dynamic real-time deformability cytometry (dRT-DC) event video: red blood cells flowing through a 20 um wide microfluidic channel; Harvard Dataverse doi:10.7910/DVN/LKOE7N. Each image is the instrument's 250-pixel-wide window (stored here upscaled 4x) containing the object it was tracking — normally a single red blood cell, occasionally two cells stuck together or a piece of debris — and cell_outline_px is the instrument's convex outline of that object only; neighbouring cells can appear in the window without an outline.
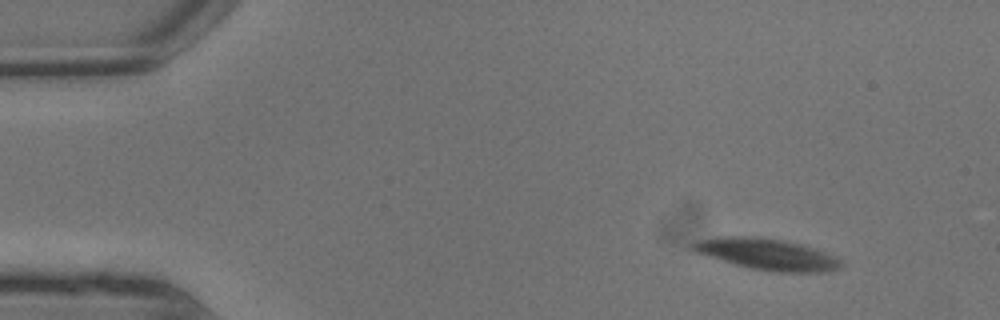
{"species": "common noctule bat (a hibernating species)", "species_latin": "Nyctalus noctula", "temperature_condition": "warm", "stored_images_in_passage": 7, "camera_frame_rate_fps": 3000, "um_per_image_px": 0.085, "animal": {"sex": "male", "body_mass_g": 13.3}, "frame": {"image": 1, "passage_image": 2, "time_ms": 0.333, "image_size_px": [1000, 320], "cell_outline_px": [[844, 264], [840, 268], [824, 272], [776, 272], [752, 268], [736, 264], [708, 256], [696, 252], [692, 248], [692, 244], [700, 240], [716, 236], [756, 236], [780, 240], [800, 244], [824, 252], [840, 260]], "centroid_in_image_um": [65.21, 21.6], "position_along_channel_um": 19.8, "area_um2": 26.53}}
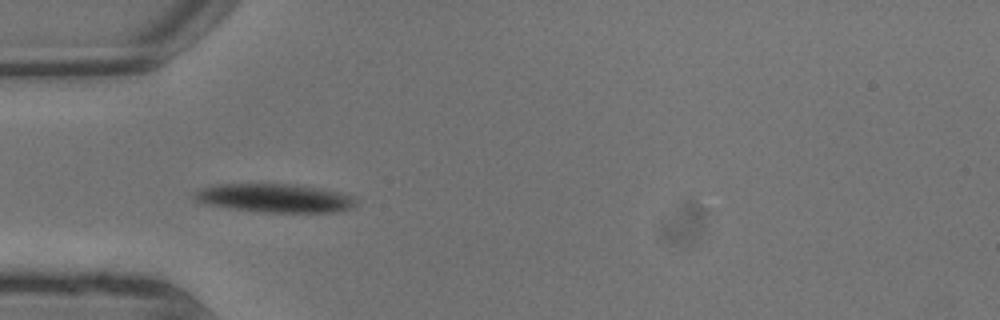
{"frame": {"image": 2, "passage_image": 6, "time_ms": 1.667, "image_size_px": [1000, 320], "cell_outline_px": [[356, 208], [340, 212], [264, 212], [232, 208], [208, 204], [196, 200], [192, 196], [192, 192], [200, 188], [216, 184], [300, 184], [340, 192], [356, 196]], "centroid_in_image_um": [23.43, 16.83], "position_along_channel_um": 61.6, "area_um2": 27.28}}
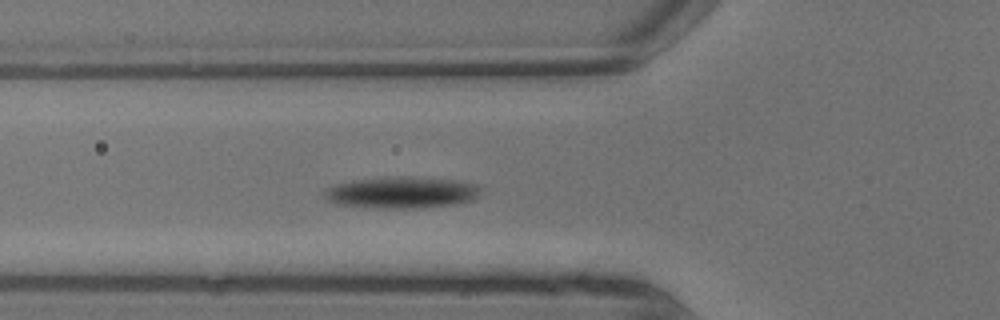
{"frame": {"image": 3, "passage_image": 7, "time_ms": 2.0, "image_size_px": [1000, 320], "cell_outline_px": [[480, 192], [472, 200], [456, 204], [416, 208], [380, 208], [336, 204], [328, 200], [324, 196], [324, 192], [328, 188], [336, 184], [360, 180], [396, 176], [408, 176], [456, 180], [476, 184], [480, 188]], "centroid_in_image_um": [34.17, 16.36], "position_along_channel_um": 91.6, "area_um2": 28.44}}